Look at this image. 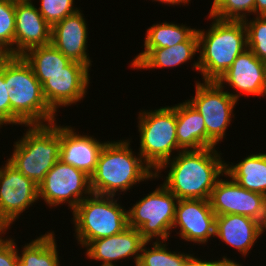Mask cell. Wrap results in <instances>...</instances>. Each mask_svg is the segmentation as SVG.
Here are the masks:
<instances>
[{"label":"cell","instance_id":"cell-28","mask_svg":"<svg viewBox=\"0 0 266 266\" xmlns=\"http://www.w3.org/2000/svg\"><path fill=\"white\" fill-rule=\"evenodd\" d=\"M255 14V0H213L209 15L221 20H245Z\"/></svg>","mask_w":266,"mask_h":266},{"label":"cell","instance_id":"cell-29","mask_svg":"<svg viewBox=\"0 0 266 266\" xmlns=\"http://www.w3.org/2000/svg\"><path fill=\"white\" fill-rule=\"evenodd\" d=\"M243 21L247 31V48L266 62V16H256L249 22L246 18Z\"/></svg>","mask_w":266,"mask_h":266},{"label":"cell","instance_id":"cell-20","mask_svg":"<svg viewBox=\"0 0 266 266\" xmlns=\"http://www.w3.org/2000/svg\"><path fill=\"white\" fill-rule=\"evenodd\" d=\"M266 227L254 218L227 214L216 216L215 236L246 256Z\"/></svg>","mask_w":266,"mask_h":266},{"label":"cell","instance_id":"cell-2","mask_svg":"<svg viewBox=\"0 0 266 266\" xmlns=\"http://www.w3.org/2000/svg\"><path fill=\"white\" fill-rule=\"evenodd\" d=\"M4 79L10 99V124L28 126L55 122L56 113L44 97L42 84L22 56H11L4 62Z\"/></svg>","mask_w":266,"mask_h":266},{"label":"cell","instance_id":"cell-31","mask_svg":"<svg viewBox=\"0 0 266 266\" xmlns=\"http://www.w3.org/2000/svg\"><path fill=\"white\" fill-rule=\"evenodd\" d=\"M73 2L74 0H41V6L38 11L52 27L79 10L73 6Z\"/></svg>","mask_w":266,"mask_h":266},{"label":"cell","instance_id":"cell-1","mask_svg":"<svg viewBox=\"0 0 266 266\" xmlns=\"http://www.w3.org/2000/svg\"><path fill=\"white\" fill-rule=\"evenodd\" d=\"M178 152V156L164 162L155 171V177H159L160 170L170 167L163 185L178 200H209L219 176L225 173L226 163L215 148Z\"/></svg>","mask_w":266,"mask_h":266},{"label":"cell","instance_id":"cell-15","mask_svg":"<svg viewBox=\"0 0 266 266\" xmlns=\"http://www.w3.org/2000/svg\"><path fill=\"white\" fill-rule=\"evenodd\" d=\"M217 82L220 85L228 83L233 90L240 91L236 94L229 92L237 101L240 94L243 95V93L245 95L265 96L266 62L261 61L247 48L237 56L231 67Z\"/></svg>","mask_w":266,"mask_h":266},{"label":"cell","instance_id":"cell-22","mask_svg":"<svg viewBox=\"0 0 266 266\" xmlns=\"http://www.w3.org/2000/svg\"><path fill=\"white\" fill-rule=\"evenodd\" d=\"M199 51L197 30L185 41L172 47L152 48L133 68H169L191 60Z\"/></svg>","mask_w":266,"mask_h":266},{"label":"cell","instance_id":"cell-26","mask_svg":"<svg viewBox=\"0 0 266 266\" xmlns=\"http://www.w3.org/2000/svg\"><path fill=\"white\" fill-rule=\"evenodd\" d=\"M54 232L32 240L18 254L17 266H60Z\"/></svg>","mask_w":266,"mask_h":266},{"label":"cell","instance_id":"cell-34","mask_svg":"<svg viewBox=\"0 0 266 266\" xmlns=\"http://www.w3.org/2000/svg\"><path fill=\"white\" fill-rule=\"evenodd\" d=\"M237 265L241 264L234 262V260H230L225 256L222 258V260L202 261L201 259L194 257L192 254L186 266H237Z\"/></svg>","mask_w":266,"mask_h":266},{"label":"cell","instance_id":"cell-17","mask_svg":"<svg viewBox=\"0 0 266 266\" xmlns=\"http://www.w3.org/2000/svg\"><path fill=\"white\" fill-rule=\"evenodd\" d=\"M145 242L138 229L128 226L121 233L91 241L86 246V256L101 260L102 265H113L112 262L135 255L133 259L137 266Z\"/></svg>","mask_w":266,"mask_h":266},{"label":"cell","instance_id":"cell-18","mask_svg":"<svg viewBox=\"0 0 266 266\" xmlns=\"http://www.w3.org/2000/svg\"><path fill=\"white\" fill-rule=\"evenodd\" d=\"M80 10L67 16L51 27V44L71 61H77L88 68L91 60L87 50V24Z\"/></svg>","mask_w":266,"mask_h":266},{"label":"cell","instance_id":"cell-6","mask_svg":"<svg viewBox=\"0 0 266 266\" xmlns=\"http://www.w3.org/2000/svg\"><path fill=\"white\" fill-rule=\"evenodd\" d=\"M72 214L76 238L81 247H86L95 239L121 233L128 227L127 211L114 196L92 193L78 204Z\"/></svg>","mask_w":266,"mask_h":266},{"label":"cell","instance_id":"cell-7","mask_svg":"<svg viewBox=\"0 0 266 266\" xmlns=\"http://www.w3.org/2000/svg\"><path fill=\"white\" fill-rule=\"evenodd\" d=\"M139 112L138 131L140 150L138 155L156 171L171 159V153L179 150L176 136V105Z\"/></svg>","mask_w":266,"mask_h":266},{"label":"cell","instance_id":"cell-21","mask_svg":"<svg viewBox=\"0 0 266 266\" xmlns=\"http://www.w3.org/2000/svg\"><path fill=\"white\" fill-rule=\"evenodd\" d=\"M176 136L179 151L206 148L204 118L188 101L176 104Z\"/></svg>","mask_w":266,"mask_h":266},{"label":"cell","instance_id":"cell-3","mask_svg":"<svg viewBox=\"0 0 266 266\" xmlns=\"http://www.w3.org/2000/svg\"><path fill=\"white\" fill-rule=\"evenodd\" d=\"M129 140L107 141L90 176L93 194L115 196L141 181L156 178L155 171L140 156H134Z\"/></svg>","mask_w":266,"mask_h":266},{"label":"cell","instance_id":"cell-4","mask_svg":"<svg viewBox=\"0 0 266 266\" xmlns=\"http://www.w3.org/2000/svg\"><path fill=\"white\" fill-rule=\"evenodd\" d=\"M213 20L210 29L197 30L200 57L193 63L204 81H217L247 49V31L242 20Z\"/></svg>","mask_w":266,"mask_h":266},{"label":"cell","instance_id":"cell-9","mask_svg":"<svg viewBox=\"0 0 266 266\" xmlns=\"http://www.w3.org/2000/svg\"><path fill=\"white\" fill-rule=\"evenodd\" d=\"M217 81L196 82L195 96L187 100L204 118L206 148H215L224 138L237 100Z\"/></svg>","mask_w":266,"mask_h":266},{"label":"cell","instance_id":"cell-19","mask_svg":"<svg viewBox=\"0 0 266 266\" xmlns=\"http://www.w3.org/2000/svg\"><path fill=\"white\" fill-rule=\"evenodd\" d=\"M69 126H60L59 160L91 176L96 169L99 154L106 142L92 136L80 135Z\"/></svg>","mask_w":266,"mask_h":266},{"label":"cell","instance_id":"cell-10","mask_svg":"<svg viewBox=\"0 0 266 266\" xmlns=\"http://www.w3.org/2000/svg\"><path fill=\"white\" fill-rule=\"evenodd\" d=\"M91 195L90 176L69 164L58 160L38 186V197L47 205L68 203L73 211L78 204Z\"/></svg>","mask_w":266,"mask_h":266},{"label":"cell","instance_id":"cell-14","mask_svg":"<svg viewBox=\"0 0 266 266\" xmlns=\"http://www.w3.org/2000/svg\"><path fill=\"white\" fill-rule=\"evenodd\" d=\"M180 227V236L188 242L205 244L215 236L216 215L209 200L181 199L177 201L173 228Z\"/></svg>","mask_w":266,"mask_h":266},{"label":"cell","instance_id":"cell-27","mask_svg":"<svg viewBox=\"0 0 266 266\" xmlns=\"http://www.w3.org/2000/svg\"><path fill=\"white\" fill-rule=\"evenodd\" d=\"M145 242L142 246L137 266H186L191 254L168 251L163 241H155L151 249H147Z\"/></svg>","mask_w":266,"mask_h":266},{"label":"cell","instance_id":"cell-24","mask_svg":"<svg viewBox=\"0 0 266 266\" xmlns=\"http://www.w3.org/2000/svg\"><path fill=\"white\" fill-rule=\"evenodd\" d=\"M32 68L35 77L43 84L49 76L64 71L71 62L51 43L29 49L21 55Z\"/></svg>","mask_w":266,"mask_h":266},{"label":"cell","instance_id":"cell-12","mask_svg":"<svg viewBox=\"0 0 266 266\" xmlns=\"http://www.w3.org/2000/svg\"><path fill=\"white\" fill-rule=\"evenodd\" d=\"M37 200V184L7 161L0 168V220L11 225Z\"/></svg>","mask_w":266,"mask_h":266},{"label":"cell","instance_id":"cell-30","mask_svg":"<svg viewBox=\"0 0 266 266\" xmlns=\"http://www.w3.org/2000/svg\"><path fill=\"white\" fill-rule=\"evenodd\" d=\"M15 5L16 0H0V43L12 56L15 48Z\"/></svg>","mask_w":266,"mask_h":266},{"label":"cell","instance_id":"cell-33","mask_svg":"<svg viewBox=\"0 0 266 266\" xmlns=\"http://www.w3.org/2000/svg\"><path fill=\"white\" fill-rule=\"evenodd\" d=\"M12 238L0 246V266H17L18 249Z\"/></svg>","mask_w":266,"mask_h":266},{"label":"cell","instance_id":"cell-11","mask_svg":"<svg viewBox=\"0 0 266 266\" xmlns=\"http://www.w3.org/2000/svg\"><path fill=\"white\" fill-rule=\"evenodd\" d=\"M230 179L220 178L211 192L209 202L215 215H244L256 219L266 227V197L242 188Z\"/></svg>","mask_w":266,"mask_h":266},{"label":"cell","instance_id":"cell-38","mask_svg":"<svg viewBox=\"0 0 266 266\" xmlns=\"http://www.w3.org/2000/svg\"><path fill=\"white\" fill-rule=\"evenodd\" d=\"M154 1H158V2H162V3H165V4H172V5H177V4H179L180 5V3L182 4V3H184V4H188V2L190 1V0H154Z\"/></svg>","mask_w":266,"mask_h":266},{"label":"cell","instance_id":"cell-23","mask_svg":"<svg viewBox=\"0 0 266 266\" xmlns=\"http://www.w3.org/2000/svg\"><path fill=\"white\" fill-rule=\"evenodd\" d=\"M225 175L242 188L266 197V153L252 154L233 166L226 164Z\"/></svg>","mask_w":266,"mask_h":266},{"label":"cell","instance_id":"cell-8","mask_svg":"<svg viewBox=\"0 0 266 266\" xmlns=\"http://www.w3.org/2000/svg\"><path fill=\"white\" fill-rule=\"evenodd\" d=\"M177 201L162 184L127 210L128 226L138 229L146 242L155 237L156 241L166 242L173 227Z\"/></svg>","mask_w":266,"mask_h":266},{"label":"cell","instance_id":"cell-36","mask_svg":"<svg viewBox=\"0 0 266 266\" xmlns=\"http://www.w3.org/2000/svg\"><path fill=\"white\" fill-rule=\"evenodd\" d=\"M11 56V52L2 43H0V65L6 62Z\"/></svg>","mask_w":266,"mask_h":266},{"label":"cell","instance_id":"cell-32","mask_svg":"<svg viewBox=\"0 0 266 266\" xmlns=\"http://www.w3.org/2000/svg\"><path fill=\"white\" fill-rule=\"evenodd\" d=\"M10 124V99L4 79V63L0 65V127Z\"/></svg>","mask_w":266,"mask_h":266},{"label":"cell","instance_id":"cell-16","mask_svg":"<svg viewBox=\"0 0 266 266\" xmlns=\"http://www.w3.org/2000/svg\"><path fill=\"white\" fill-rule=\"evenodd\" d=\"M14 56L31 48L51 43V26L39 13L32 0H16Z\"/></svg>","mask_w":266,"mask_h":266},{"label":"cell","instance_id":"cell-35","mask_svg":"<svg viewBox=\"0 0 266 266\" xmlns=\"http://www.w3.org/2000/svg\"><path fill=\"white\" fill-rule=\"evenodd\" d=\"M255 15L266 16V0H255Z\"/></svg>","mask_w":266,"mask_h":266},{"label":"cell","instance_id":"cell-13","mask_svg":"<svg viewBox=\"0 0 266 266\" xmlns=\"http://www.w3.org/2000/svg\"><path fill=\"white\" fill-rule=\"evenodd\" d=\"M89 70L86 65L71 61L64 71L49 76L42 84L44 97L55 112L58 107L76 104L85 97L90 81Z\"/></svg>","mask_w":266,"mask_h":266},{"label":"cell","instance_id":"cell-25","mask_svg":"<svg viewBox=\"0 0 266 266\" xmlns=\"http://www.w3.org/2000/svg\"><path fill=\"white\" fill-rule=\"evenodd\" d=\"M195 28H190L185 25H177L174 23L163 22L152 25L147 29L144 49L139 53L132 63L134 67L152 48L172 47L178 43L185 42L194 32Z\"/></svg>","mask_w":266,"mask_h":266},{"label":"cell","instance_id":"cell-39","mask_svg":"<svg viewBox=\"0 0 266 266\" xmlns=\"http://www.w3.org/2000/svg\"><path fill=\"white\" fill-rule=\"evenodd\" d=\"M100 266H117V265L113 264V265H100Z\"/></svg>","mask_w":266,"mask_h":266},{"label":"cell","instance_id":"cell-37","mask_svg":"<svg viewBox=\"0 0 266 266\" xmlns=\"http://www.w3.org/2000/svg\"><path fill=\"white\" fill-rule=\"evenodd\" d=\"M10 225L4 221L0 220V246L3 245L8 239H2V234L9 229Z\"/></svg>","mask_w":266,"mask_h":266},{"label":"cell","instance_id":"cell-5","mask_svg":"<svg viewBox=\"0 0 266 266\" xmlns=\"http://www.w3.org/2000/svg\"><path fill=\"white\" fill-rule=\"evenodd\" d=\"M28 127L23 137L14 143L8 162L39 186L59 160L60 126L54 122Z\"/></svg>","mask_w":266,"mask_h":266}]
</instances>
